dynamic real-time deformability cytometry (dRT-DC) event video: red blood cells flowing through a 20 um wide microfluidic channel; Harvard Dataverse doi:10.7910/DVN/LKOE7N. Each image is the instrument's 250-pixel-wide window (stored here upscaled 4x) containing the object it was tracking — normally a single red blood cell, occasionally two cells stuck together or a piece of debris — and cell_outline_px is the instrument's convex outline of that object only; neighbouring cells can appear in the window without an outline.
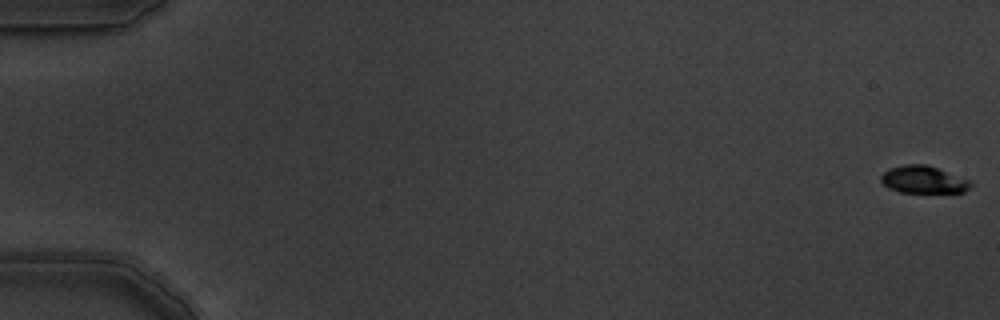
{"species": "common noctule bat (a hibernating species)", "species_latin": "Nyctalus noctula", "temperature_condition": "warm", "stored_images_in_passage": 6, "camera_frame_rate_fps": 3000, "um_per_image_px": 0.085, "animal": {"sex": "male", "body_mass_g": 19.5, "forearm_length_mm": 54.6}, "frame": {"image": 1, "passage_image": 1, "time_ms": 0.0, "image_size_px": [1000, 320], "cell_outline_px": [[972, 184], [964, 192], [900, 192], [888, 188], [880, 180], [880, 176], [888, 168], [904, 164], [924, 164], [972, 180]], "centroid_in_image_um": [78.47, 15.26], "position_along_channel_um": 6.5, "area_um2": 14.28}}
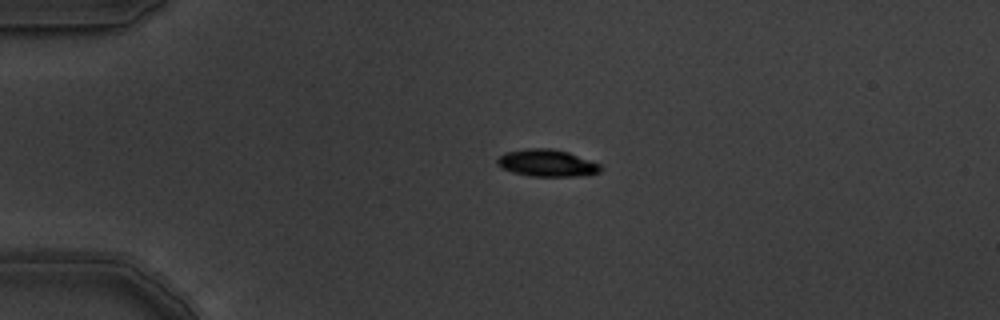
{"frame": {"image": 2, "passage_image": 5, "time_ms": 1.333, "image_size_px": [1000, 320], "cell_outline_px": [[604, 168], [600, 172], [588, 176], [532, 176], [512, 172], [500, 168], [496, 164], [496, 160], [504, 152], [528, 148], [552, 148], [568, 152], [600, 164]], "centroid_in_image_um": [46.5, 13.86], "position_along_channel_um": 38.5, "area_um2": 16.53}}